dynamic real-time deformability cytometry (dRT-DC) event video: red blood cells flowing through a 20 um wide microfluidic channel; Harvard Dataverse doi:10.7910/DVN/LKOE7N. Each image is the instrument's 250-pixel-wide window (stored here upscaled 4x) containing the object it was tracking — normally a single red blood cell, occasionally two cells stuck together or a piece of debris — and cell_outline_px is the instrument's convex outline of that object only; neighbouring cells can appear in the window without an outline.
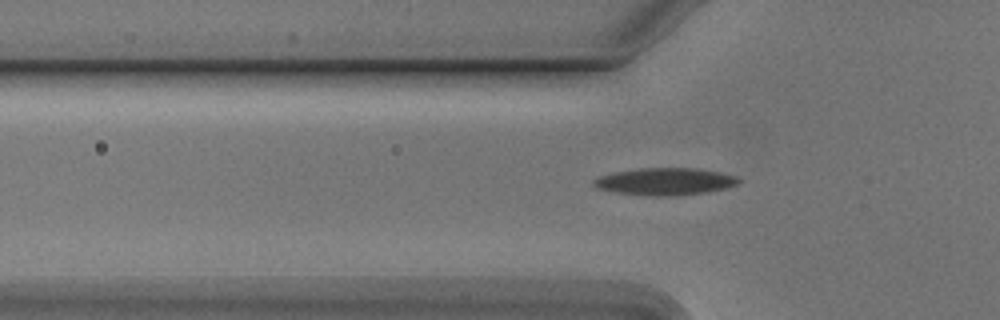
{"species": "Egyptian fruit bat (a non-hibernating species)", "species_latin": "Rousettus aegyptiacus", "temperature_condition": "cold", "stored_images_in_passage": 47, "camera_frame_rate_fps": 3000, "um_per_image_px": 0.085, "animal": {"sex": "male"}, "frame": {"image": 1, "passage_image": 15, "time_ms": 4.667, "image_size_px": [1000, 320], "cell_outline_px": [[740, 184], [728, 188], [708, 192], [676, 196], [652, 196], [616, 192], [596, 188], [592, 184], [592, 180], [600, 176], [612, 172], [640, 168], [696, 168], [720, 172], [736, 176], [740, 180]], "centroid_in_image_um": [56.55, 15.43], "position_along_channel_um": 69.3, "area_um2": 23.24}}
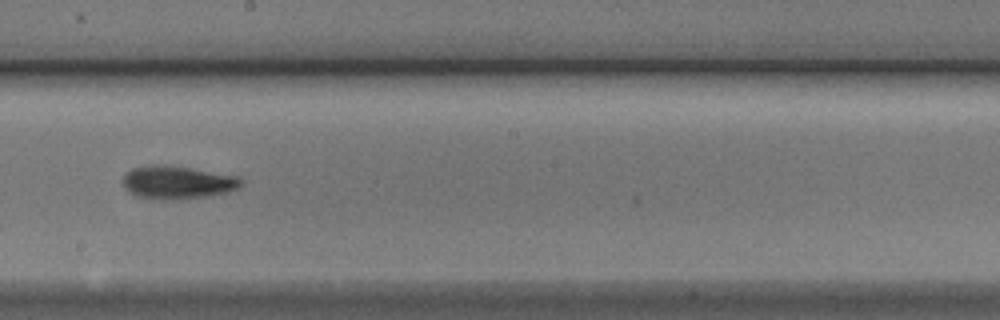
{"frame": {"image": 2, "passage_image": 28, "time_ms": 9.0, "image_size_px": [1000, 320], "cell_outline_px": [[244, 180], [240, 188], [228, 192], [208, 196], [176, 200], [152, 200], [136, 196], [128, 192], [124, 188], [124, 176], [132, 168], [156, 164], [164, 164], [192, 168], [240, 176]], "centroid_in_image_um": [15.12, 15.51], "position_along_channel_um": 233.1, "area_um2": 23.29}}
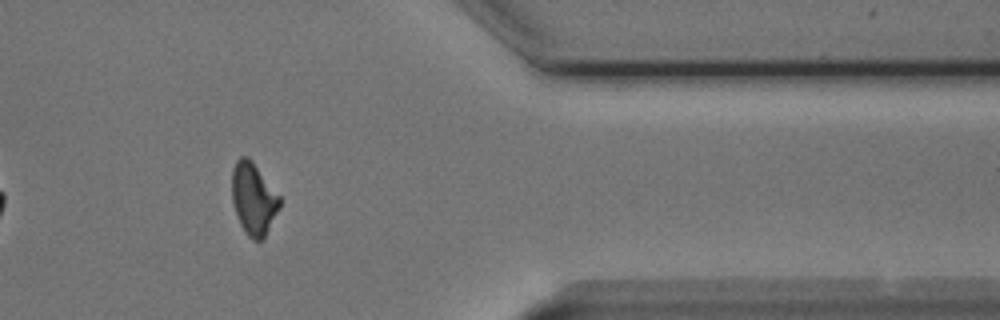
{"frame": {"image": 3, "passage_image": 42, "time_ms": 13.667, "image_size_px": [1000, 320], "cell_outline_px": [[280, 208], [264, 240], [252, 240], [244, 232], [240, 224], [232, 200], [232, 168], [236, 160], [240, 156], [248, 156], [252, 160], [280, 196]], "centroid_in_image_um": [21.55, 16.9], "position_along_channel_um": 389.8, "area_um2": 20.29}, "authors_computed_cell_mechanics": {"area_um2": 20.8658, "velocity_mm_per_s": 3.7772, "shape_relaxation_time_tau1_ms": 3.0054, "shape_relaxation_time_tau2_ms": null, "deformation_change_tau1": 0.142, "deformation_change_tau2": null}}